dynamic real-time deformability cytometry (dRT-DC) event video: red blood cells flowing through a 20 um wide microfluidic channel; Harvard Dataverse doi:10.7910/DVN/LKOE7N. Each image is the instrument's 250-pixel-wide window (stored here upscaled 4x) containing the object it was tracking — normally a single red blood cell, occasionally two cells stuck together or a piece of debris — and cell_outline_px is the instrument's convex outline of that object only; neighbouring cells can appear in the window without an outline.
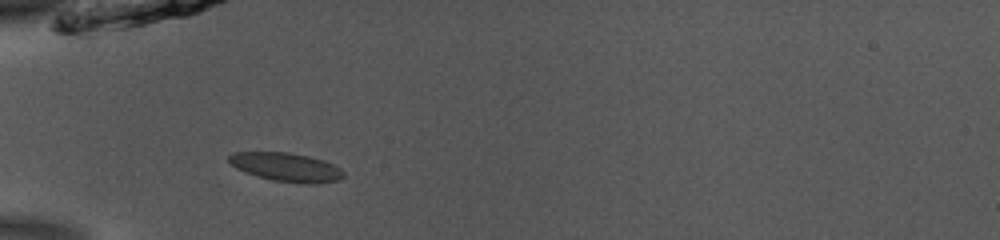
{"species": "common noctule bat (a hibernating species)", "species_latin": "Nyctalus noctula", "temperature_condition": "room temperature", "stored_images_in_passage": 36, "camera_frame_rate_fps": 3000, "um_per_image_px": 0.085, "animal": {"sex": "male", "body_mass_g": 13.0, "forearm_length_mm": 53.1}, "frame": {"image": 1, "passage_image": 1, "time_ms": 0.0, "image_size_px": [1000, 240], "cell_outline_px": [[344, 176], [340, 180], [312, 184], [308, 184], [272, 180], [256, 176], [244, 172], [236, 168], [228, 160], [228, 156], [232, 152], [288, 152], [308, 156], [324, 160], [340, 168], [344, 172]], "centroid_in_image_um": [24.33, 14.2], "position_along_channel_um": 60.7, "area_um2": 19.25}}
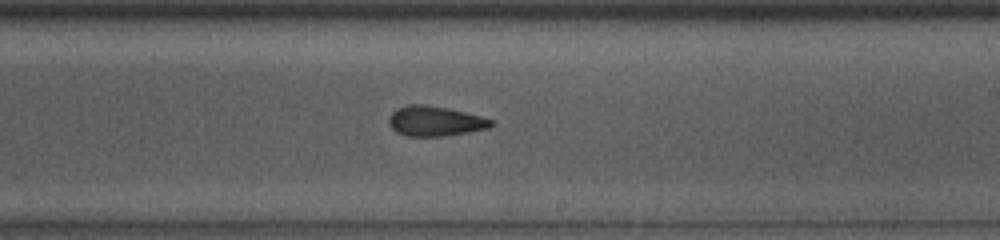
{"frame": {"image": 2, "passage_image": 16, "time_ms": 5.0, "image_size_px": [1000, 240], "cell_outline_px": [[496, 124], [488, 128], [468, 132], [444, 136], [408, 136], [396, 132], [388, 124], [388, 120], [392, 112], [396, 108], [408, 104], [424, 104], [448, 108], [496, 120]], "centroid_in_image_um": [36.99, 10.29], "position_along_channel_um": 252.0, "area_um2": 18.03}}
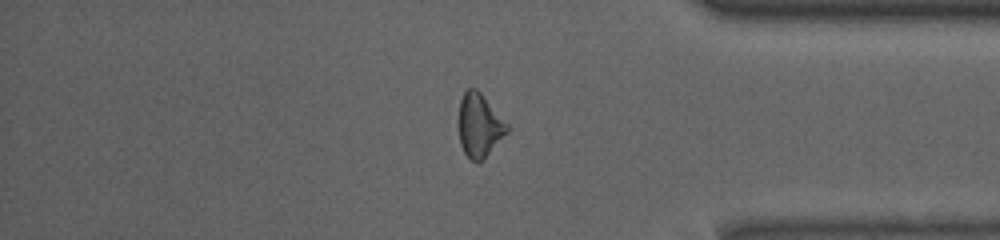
{"frame": {"image": 3, "passage_image": 28, "time_ms": 9.0, "image_size_px": [1000, 240], "cell_outline_px": [[508, 132], [484, 160], [472, 160], [464, 152], [460, 144], [456, 120], [460, 100], [464, 92], [468, 88], [476, 88], [480, 92], [508, 124]], "centroid_in_image_um": [40.71, 10.65], "position_along_channel_um": 394.5, "area_um2": 18.21}, "authors_computed_cell_mechanics": {"area_um2": 18.0336, "velocity_mm_per_s": 3.899, "shape_relaxation_time_tau1_ms": 10.6871, "shape_relaxation_time_tau2_ms": 3.3643, "deformation_change_tau1": 0.1549, "deformation_change_tau2": 0.1006}}